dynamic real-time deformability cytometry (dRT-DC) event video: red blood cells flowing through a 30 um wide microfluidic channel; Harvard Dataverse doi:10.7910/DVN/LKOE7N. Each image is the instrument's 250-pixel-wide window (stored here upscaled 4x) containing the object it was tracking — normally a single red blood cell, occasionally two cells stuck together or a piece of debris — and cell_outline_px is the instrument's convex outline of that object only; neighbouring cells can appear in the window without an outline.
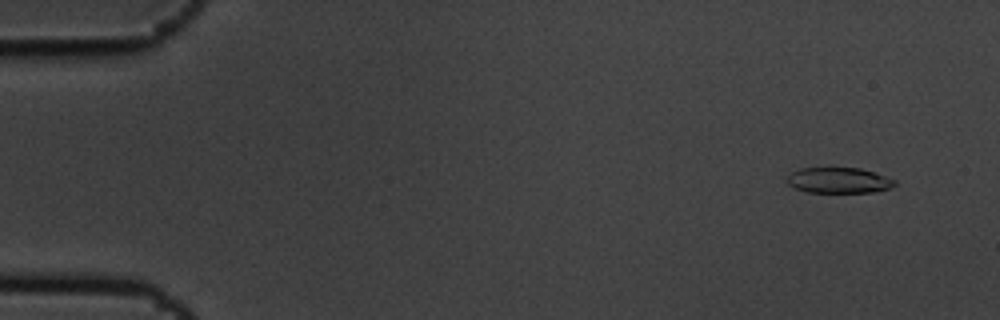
{"species": "common noctule bat (a hibernating species)", "species_latin": "Nyctalus noctula", "temperature_condition": "cold", "stored_images_in_passage": 9, "camera_frame_rate_fps": 3000, "um_per_image_px": 0.085, "animal": {"sex": "male", "body_mass_g": 19.5, "forearm_length_mm": 54.6}, "frame": {"image": 1, "passage_image": 1, "time_ms": 0.0, "image_size_px": [1000, 320], "cell_outline_px": [[896, 184], [892, 188], [872, 192], [804, 192], [792, 188], [784, 180], [792, 172], [800, 168], [860, 168], [896, 180]], "centroid_in_image_um": [71.24, 15.34], "position_along_channel_um": 13.8, "area_um2": 16.18}}
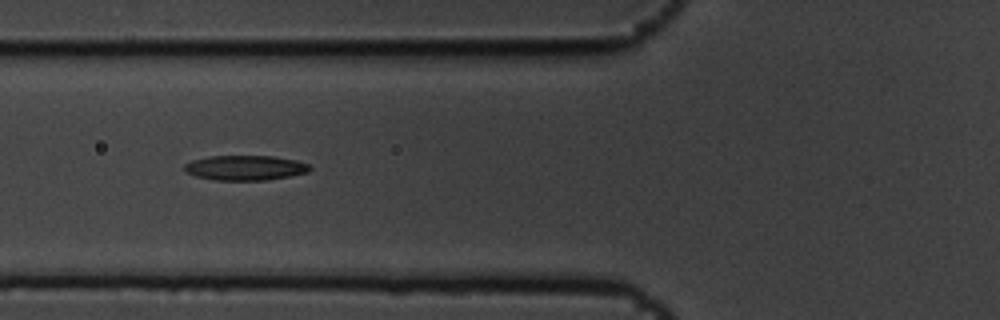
{"frame": {"image": 2, "passage_image": 6, "time_ms": 1.667, "image_size_px": [1000, 320], "cell_outline_px": [[312, 168], [308, 172], [268, 180], [212, 180], [196, 176], [184, 172], [184, 164], [192, 160], [208, 156], [272, 156], [296, 160], [308, 164]], "centroid_in_image_um": [20.81, 14.26], "position_along_channel_um": 105.0, "area_um2": 18.26}}
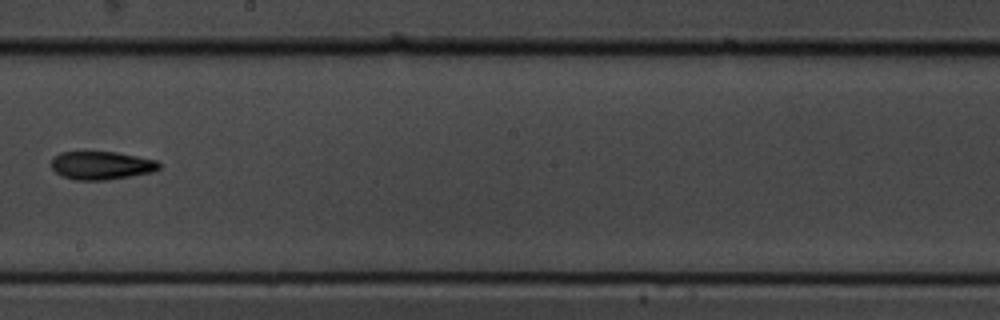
{"frame": {"image": 3, "passage_image": 9, "time_ms": 2.667, "image_size_px": [1000, 320], "cell_outline_px": [[160, 168], [152, 172], [108, 180], [72, 180], [60, 176], [52, 168], [52, 160], [60, 152], [116, 152], [156, 160], [160, 164]], "centroid_in_image_um": [8.61, 14.07], "position_along_channel_um": 239.6, "area_um2": 17.69}}